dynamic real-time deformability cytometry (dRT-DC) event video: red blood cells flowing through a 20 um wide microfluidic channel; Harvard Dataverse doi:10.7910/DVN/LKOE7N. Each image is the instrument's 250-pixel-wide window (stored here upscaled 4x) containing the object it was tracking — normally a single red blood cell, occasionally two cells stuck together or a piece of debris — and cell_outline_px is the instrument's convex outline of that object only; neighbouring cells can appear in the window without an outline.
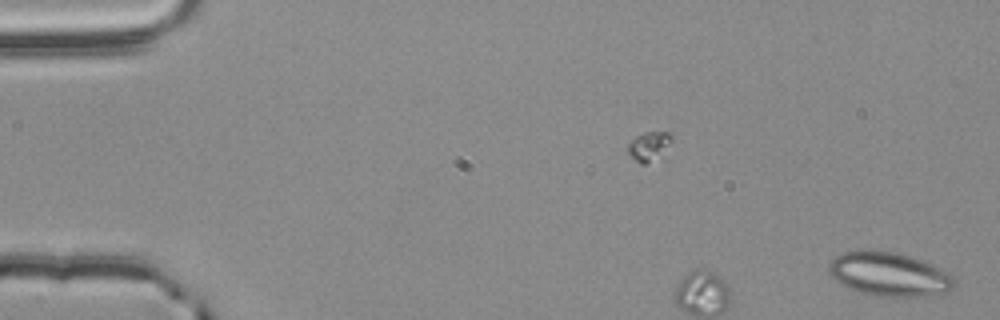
{"species": "common noctule bat (a hibernating species)", "species_latin": "Nyctalus noctula", "temperature_condition": "room temperature", "stored_images_in_passage": 6, "segment_of_instrument_passage": [1, 2], "camera_frame_rate_fps": 3000, "um_per_image_px": 0.085, "animal": {"sex": "male", "body_mass_g": 20.4}, "frame": {"image": 1, "passage_image": 1, "time_ms": 0.0, "image_size_px": [1000, 320], "cell_outline_px": [[956, 288], [948, 292], [928, 296], [880, 296], [860, 292], [848, 288], [836, 280], [828, 272], [828, 264], [836, 256], [844, 252], [864, 248], [868, 248], [896, 252], [912, 256], [924, 260], [948, 272], [956, 280]], "centroid_in_image_um": [75.61, 23.28], "position_along_channel_um": 9.4, "area_um2": 32.71}}